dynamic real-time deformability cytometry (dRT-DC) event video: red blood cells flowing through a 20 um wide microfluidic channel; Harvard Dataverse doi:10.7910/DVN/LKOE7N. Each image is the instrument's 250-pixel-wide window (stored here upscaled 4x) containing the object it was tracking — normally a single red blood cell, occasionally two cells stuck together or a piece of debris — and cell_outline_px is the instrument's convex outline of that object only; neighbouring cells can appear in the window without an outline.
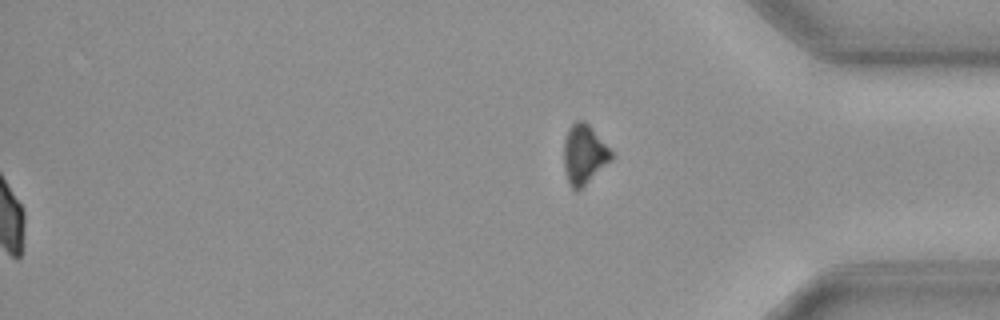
{"species": "common noctule bat (a hibernating species)", "species_latin": "Nyctalus noctula", "temperature_condition": "cold", "stored_images_in_passage": 59, "segment_of_instrument_passage": [2, 2], "camera_frame_rate_fps": 3000, "um_per_image_px": 0.085, "animal": {"sex": "female", "body_mass_g": 19.3, "forearm_length_mm": 54.1}, "frame": {"image": 1, "passage_image": 59, "time_ms": 19.333, "image_size_px": [1000, 320], "cell_outline_px": [[612, 160], [580, 188], [572, 188], [568, 180], [564, 168], [564, 140], [568, 128], [576, 120], [584, 120], [588, 124], [612, 152]], "centroid_in_image_um": [49.63, 13.08], "position_along_channel_um": 385.6, "area_um2": 16.01}}